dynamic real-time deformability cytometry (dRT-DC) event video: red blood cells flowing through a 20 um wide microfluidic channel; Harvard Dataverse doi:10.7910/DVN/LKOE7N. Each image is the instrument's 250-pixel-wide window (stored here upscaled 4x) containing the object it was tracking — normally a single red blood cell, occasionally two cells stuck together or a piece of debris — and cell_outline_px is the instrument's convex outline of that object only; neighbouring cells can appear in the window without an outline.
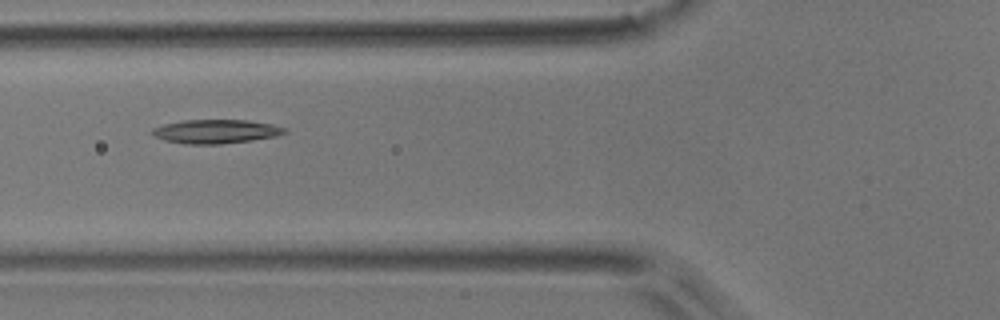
{"species": "common noctule bat (a hibernating species)", "species_latin": "Nyctalus noctula", "temperature_condition": "room temperature", "stored_images_in_passage": 7, "camera_frame_rate_fps": 3000, "um_per_image_px": 0.085, "animal": {"sex": "male", "body_mass_g": 17.9}, "frame": {"image": 1, "passage_image": 5, "time_ms": 1.333, "image_size_px": [1000, 320], "cell_outline_px": [[288, 132], [276, 136], [252, 140], [220, 144], [184, 144], [164, 140], [148, 132], [152, 128], [164, 124], [184, 120], [248, 120], [272, 124], [288, 128]], "centroid_in_image_um": [18.35, 11.17], "position_along_channel_um": 107.4, "area_um2": 18.55}}
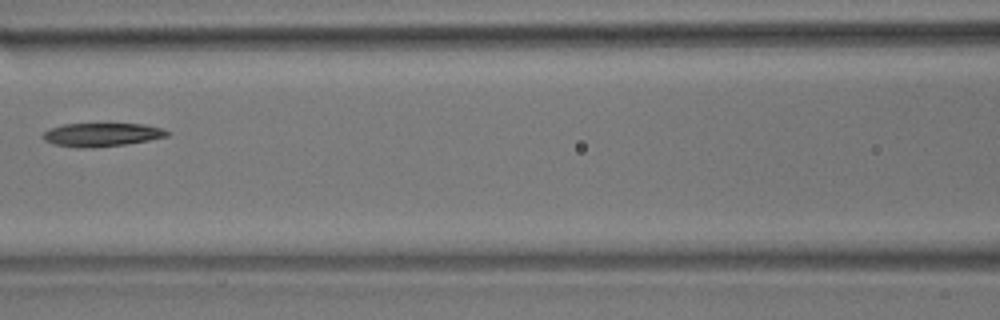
{"frame": {"image": 2, "passage_image": 6, "time_ms": 1.667, "image_size_px": [1000, 320], "cell_outline_px": [[172, 132], [168, 136], [148, 140], [124, 144], [92, 148], [80, 148], [52, 144], [44, 140], [40, 136], [48, 128], [64, 124], [144, 124], [164, 128]], "centroid_in_image_um": [8.63, 11.44], "position_along_channel_um": 158.0, "area_um2": 17.17}}